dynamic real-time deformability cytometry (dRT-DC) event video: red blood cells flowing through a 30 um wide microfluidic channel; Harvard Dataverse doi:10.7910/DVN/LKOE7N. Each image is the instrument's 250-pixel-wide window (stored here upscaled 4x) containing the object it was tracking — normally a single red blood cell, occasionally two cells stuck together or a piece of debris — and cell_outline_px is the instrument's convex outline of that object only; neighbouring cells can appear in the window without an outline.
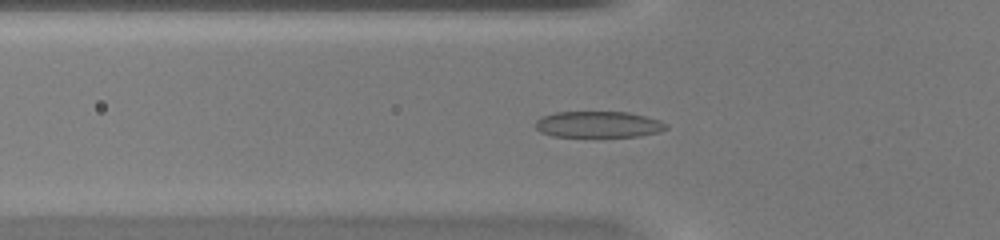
{"species": "common noctule bat (a hibernating species)", "species_latin": "Nyctalus noctula", "temperature_condition": "warm", "stored_images_in_passage": 49, "camera_frame_rate_fps": 3000, "um_per_image_px": 0.085, "animal": {"sex": "female", "body_mass_g": 20.0, "forearm_length_mm": 54.0}, "frame": {"image": 1, "passage_image": 17, "time_ms": 5.333, "image_size_px": [1000, 240], "cell_outline_px": [[668, 128], [660, 132], [640, 136], [552, 136], [540, 132], [536, 128], [536, 120], [540, 116], [556, 112], [628, 112], [660, 120], [668, 124]], "centroid_in_image_um": [50.87, 10.57], "position_along_channel_um": 74.9, "area_um2": 20.0}}
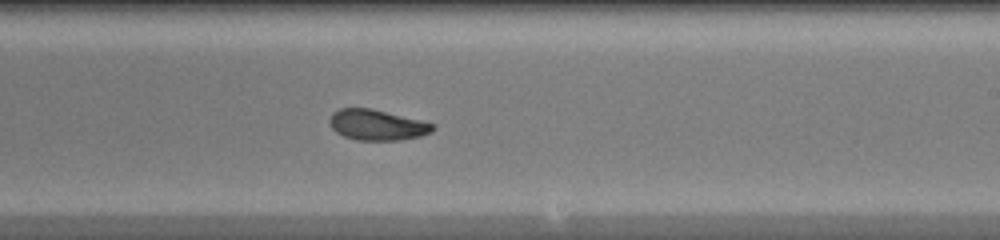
{"frame": {"image": 2, "passage_image": 30, "time_ms": 9.667, "image_size_px": [1000, 240], "cell_outline_px": [[436, 128], [432, 132], [420, 136], [400, 140], [356, 140], [344, 136], [336, 132], [332, 128], [328, 120], [332, 112], [340, 108], [368, 108], [420, 120], [436, 124]], "centroid_in_image_um": [32.04, 10.62], "position_along_channel_um": 257.0, "area_um2": 18.38}}
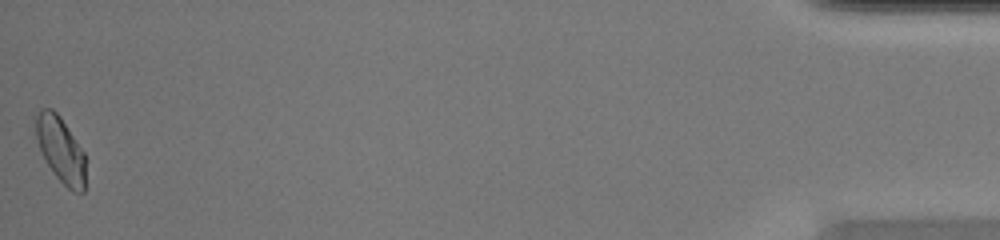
{"frame": {"image": 3, "passage_image": 49, "time_ms": 16.0, "image_size_px": [1000, 240], "cell_outline_px": [[84, 192], [72, 192], [52, 172], [40, 148], [36, 136], [32, 116], [40, 108], [52, 108], [60, 116], [84, 152]], "centroid_in_image_um": [5.11, 12.65], "position_along_channel_um": 430.1, "area_um2": 19.02}, "authors_computed_cell_mechanics": {"area_um2": 19.074, "velocity_mm_per_s": 4.1967, "shape_relaxation_time_tau1_ms": 3.2394, "shape_relaxation_time_tau2_ms": 0.8817, "deformation_change_tau1": 0.1564, "deformation_change_tau2": 0.0559}}